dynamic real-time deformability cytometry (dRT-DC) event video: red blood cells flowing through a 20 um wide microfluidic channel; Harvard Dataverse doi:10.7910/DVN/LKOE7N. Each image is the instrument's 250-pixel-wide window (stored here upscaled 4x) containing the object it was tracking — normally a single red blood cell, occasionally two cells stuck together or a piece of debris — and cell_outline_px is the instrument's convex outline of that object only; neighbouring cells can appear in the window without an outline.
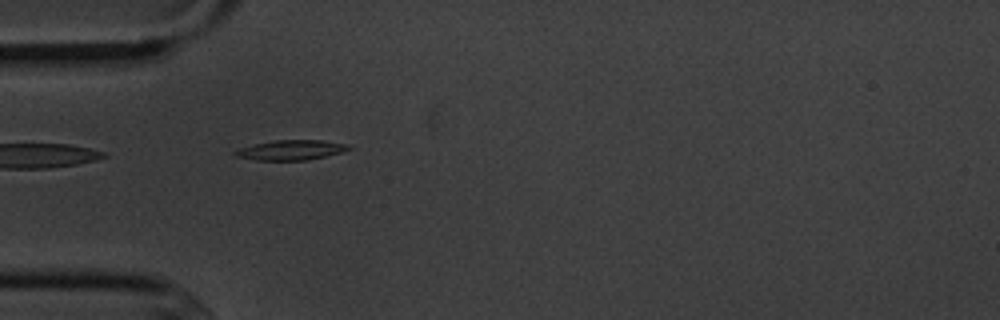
{"species": "common noctule bat (a hibernating species)", "species_latin": "Nyctalus noctula", "temperature_condition": "cold", "stored_images_in_passage": 4, "camera_frame_rate_fps": 3000, "um_per_image_px": 0.085, "animal": {"sex": "male", "body_mass_g": 20.1, "forearm_length_mm": 53.5}, "frame": {"image": 1, "passage_image": 4, "time_ms": 3.667, "image_size_px": [1000, 320], "cell_outline_px": [[352, 148], [340, 152], [308, 160], [256, 160], [236, 156], [232, 152], [240, 148], [252, 144], [272, 140], [320, 140], [348, 144]], "centroid_in_image_um": [24.69, 12.74], "position_along_channel_um": 60.3, "area_um2": 13.12}}